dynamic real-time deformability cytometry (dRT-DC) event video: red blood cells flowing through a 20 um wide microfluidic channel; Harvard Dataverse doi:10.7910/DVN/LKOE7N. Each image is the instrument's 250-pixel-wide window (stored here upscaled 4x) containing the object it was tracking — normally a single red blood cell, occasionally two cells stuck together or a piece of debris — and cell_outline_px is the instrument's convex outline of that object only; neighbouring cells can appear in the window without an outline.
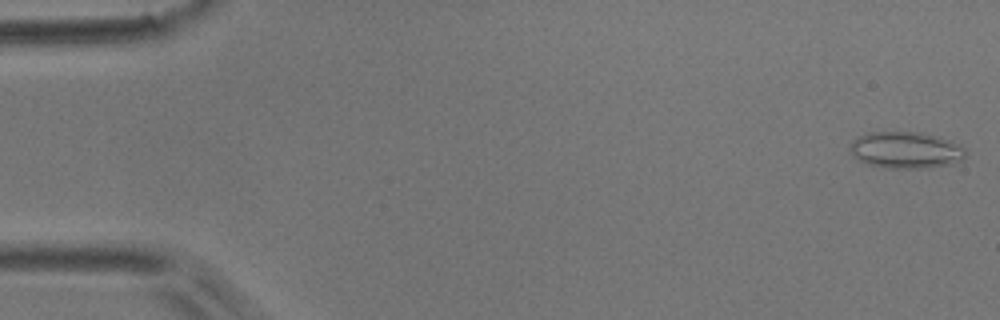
{"species": "common noctule bat (a hibernating species)", "species_latin": "Nyctalus noctula", "temperature_condition": "room temperature", "stored_images_in_passage": 6, "camera_frame_rate_fps": 3000, "um_per_image_px": 0.085, "animal": {"sex": "male", "body_mass_g": 17.9}, "frame": {"image": 1, "passage_image": 1, "time_ms": 0.0, "image_size_px": [1000, 320], "cell_outline_px": [[964, 160], [956, 164], [928, 168], [888, 168], [868, 164], [852, 156], [848, 148], [848, 144], [852, 140], [868, 132], [920, 132], [940, 136], [952, 140], [964, 148]], "centroid_in_image_um": [77.0, 12.76], "position_along_channel_um": 8.0, "area_um2": 25.14}}